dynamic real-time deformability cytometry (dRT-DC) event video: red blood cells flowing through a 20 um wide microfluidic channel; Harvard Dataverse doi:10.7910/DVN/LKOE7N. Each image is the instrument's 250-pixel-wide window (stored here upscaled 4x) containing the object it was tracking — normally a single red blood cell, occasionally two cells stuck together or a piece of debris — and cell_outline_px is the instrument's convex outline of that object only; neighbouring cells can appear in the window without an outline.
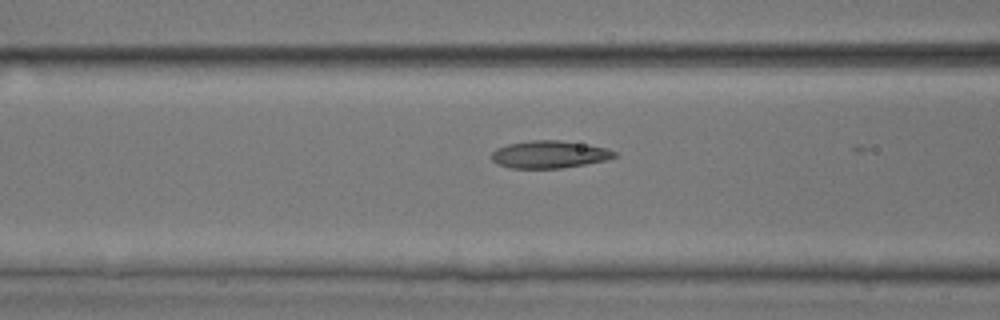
{"species": "common noctule bat (a hibernating species)", "species_latin": "Nyctalus noctula", "temperature_condition": "room temperature", "stored_images_in_passage": 22, "camera_frame_rate_fps": 3000, "um_per_image_px": 0.085, "animal": {"sex": "male", "body_mass_g": 17.9, "forearm_length_mm": 54.2}, "frame": {"image": 1, "passage_image": 21, "time_ms": 6.667, "image_size_px": [1000, 320], "cell_outline_px": [[616, 156], [604, 160], [584, 164], [560, 168], [512, 168], [496, 164], [492, 160], [492, 152], [496, 148], [508, 144], [532, 140], [560, 140], [588, 144], [608, 148], [616, 152]], "centroid_in_image_um": [46.68, 13.12], "position_along_channel_um": 119.9, "area_um2": 19.59}}